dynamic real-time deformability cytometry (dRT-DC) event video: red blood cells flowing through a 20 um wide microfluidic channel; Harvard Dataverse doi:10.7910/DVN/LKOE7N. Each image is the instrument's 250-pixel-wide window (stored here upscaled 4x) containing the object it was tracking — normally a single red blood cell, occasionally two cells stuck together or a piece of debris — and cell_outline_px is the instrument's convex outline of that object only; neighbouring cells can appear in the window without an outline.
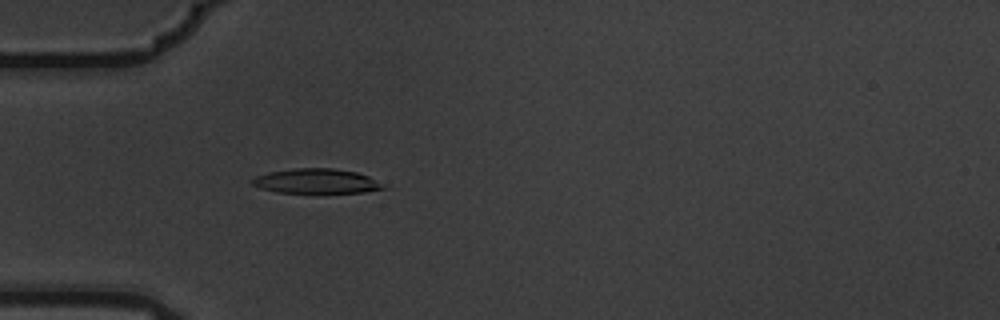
{"species": "common noctule bat (a hibernating species)", "species_latin": "Nyctalus noctula", "temperature_condition": "warm", "stored_images_in_passage": 1, "camera_frame_rate_fps": 3000, "um_per_image_px": 0.085, "animal": {"sex": "male", "body_mass_g": 19.5, "forearm_length_mm": 54.6}, "frame": {"image": 1, "passage_image": 1, "time_ms": 0.0, "image_size_px": [1000, 320], "cell_outline_px": [[388, 188], [364, 192], [276, 192], [260, 188], [252, 184], [252, 180], [256, 176], [268, 172], [296, 168], [332, 168], [356, 172], [368, 176]], "centroid_in_image_um": [26.87, 15.39], "position_along_channel_um": 58.1, "area_um2": 18.55}}